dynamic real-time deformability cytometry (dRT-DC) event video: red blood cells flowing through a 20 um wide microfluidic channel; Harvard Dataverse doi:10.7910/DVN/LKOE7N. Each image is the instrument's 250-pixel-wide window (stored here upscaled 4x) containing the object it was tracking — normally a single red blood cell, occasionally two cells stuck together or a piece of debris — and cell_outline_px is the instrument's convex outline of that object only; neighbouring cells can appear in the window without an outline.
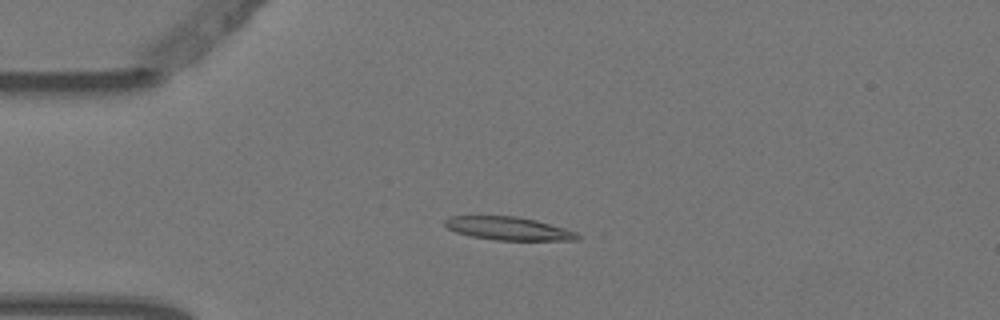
{"species": "Egyptian fruit bat (a non-hibernating species)", "species_latin": "Rousettus aegyptiacus", "temperature_condition": "warm", "stored_images_in_passage": 4, "camera_frame_rate_fps": 3000, "um_per_image_px": 0.085, "animal": {"sex": "female"}, "frame": {"image": 1, "passage_image": 4, "time_ms": 1.0, "image_size_px": [1000, 320], "cell_outline_px": [[580, 240], [496, 240], [472, 236], [456, 232], [448, 228], [444, 224], [444, 220], [448, 216], [516, 216], [536, 220], [564, 228], [576, 232], [580, 236]], "centroid_in_image_um": [43.21, 19.42], "position_along_channel_um": 41.8, "area_um2": 17.86}}